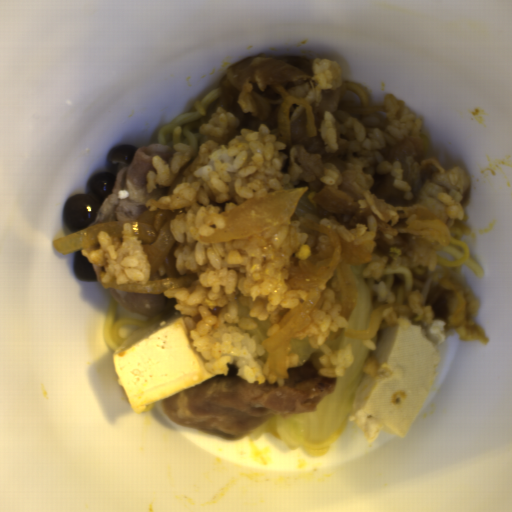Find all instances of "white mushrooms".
Listing matches in <instances>:
<instances>
[{
	"label": "white mushrooms",
	"instance_id": "2",
	"mask_svg": "<svg viewBox=\"0 0 512 512\" xmlns=\"http://www.w3.org/2000/svg\"><path fill=\"white\" fill-rule=\"evenodd\" d=\"M74 275L79 281L96 282L97 276L93 264L84 256L82 248L74 251L73 255Z\"/></svg>",
	"mask_w": 512,
	"mask_h": 512
},
{
	"label": "white mushrooms",
	"instance_id": "1",
	"mask_svg": "<svg viewBox=\"0 0 512 512\" xmlns=\"http://www.w3.org/2000/svg\"><path fill=\"white\" fill-rule=\"evenodd\" d=\"M137 151L125 144L111 148L107 154L108 169L91 176L87 192L75 193L67 200L64 222L72 234L91 228L102 204L110 196L119 173L131 164Z\"/></svg>",
	"mask_w": 512,
	"mask_h": 512
}]
</instances>
